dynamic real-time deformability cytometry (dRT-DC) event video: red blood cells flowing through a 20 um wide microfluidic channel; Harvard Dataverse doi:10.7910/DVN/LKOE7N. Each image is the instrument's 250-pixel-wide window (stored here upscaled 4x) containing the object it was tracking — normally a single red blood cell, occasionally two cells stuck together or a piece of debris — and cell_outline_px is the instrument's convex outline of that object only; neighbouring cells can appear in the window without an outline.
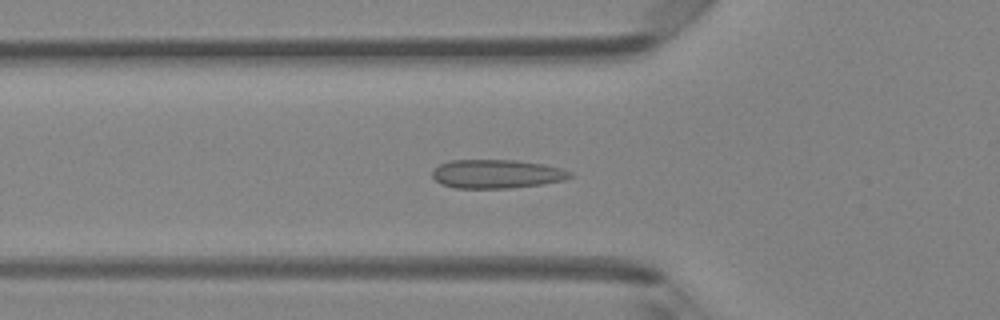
{"species": "Egyptian fruit bat (a non-hibernating species)", "species_latin": "Rousettus aegyptiacus", "temperature_condition": "room temperature", "stored_images_in_passage": 47, "camera_frame_rate_fps": 3000, "um_per_image_px": 0.085, "animal": {"sex": "female"}, "frame": {"image": 1, "passage_image": 16, "time_ms": 5.0, "image_size_px": [1000, 320], "cell_outline_px": [[572, 176], [564, 180], [544, 184], [512, 188], [456, 188], [440, 184], [432, 176], [432, 172], [440, 164], [452, 160], [516, 160], [540, 164], [560, 168], [572, 172]], "centroid_in_image_um": [42.22, 14.79], "position_along_channel_um": 83.6, "area_um2": 23.0}}
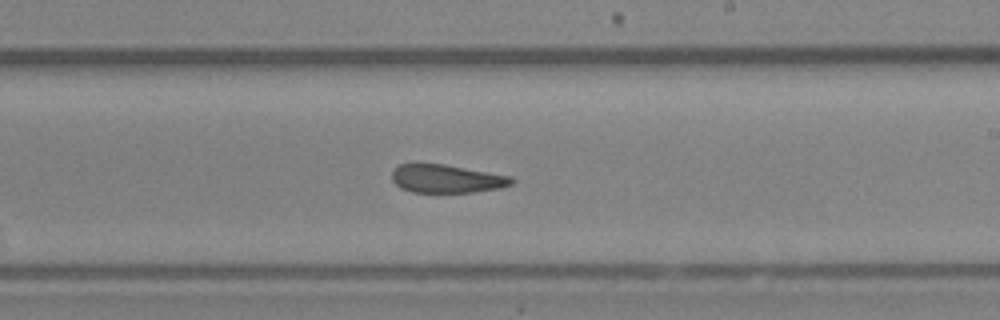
{"frame": {"image": 2, "passage_image": 28, "time_ms": 9.0, "image_size_px": [1000, 320], "cell_outline_px": [[516, 180], [512, 184], [500, 188], [472, 192], [412, 192], [400, 188], [392, 180], [392, 168], [400, 164], [416, 160], [444, 164], [512, 176]], "centroid_in_image_um": [37.89, 15.15], "position_along_channel_um": 251.1, "area_um2": 20.4}}
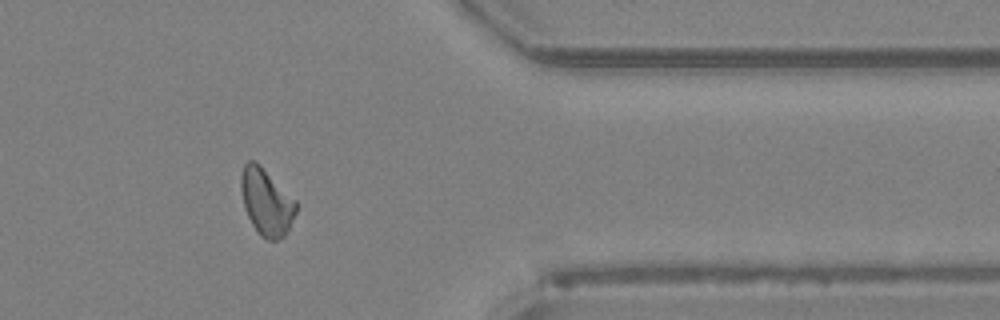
{"frame": {"image": 3, "passage_image": 39, "time_ms": 12.667, "image_size_px": [1000, 320], "cell_outline_px": [[296, 212], [284, 236], [276, 240], [268, 240], [260, 236], [252, 224], [244, 208], [240, 188], [240, 176], [244, 164], [248, 160], [256, 160], [296, 200]], "centroid_in_image_um": [22.61, 17.14], "position_along_channel_um": 388.8, "area_um2": 21.44}, "authors_computed_cell_mechanics": {"area_um2": 21.4438, "velocity_mm_per_s": 4.2029, "shape_relaxation_time_tau1_ms": null, "shape_relaxation_time_tau2_ms": 2.0026, "deformation_change_tau1": null, "deformation_change_tau2": 0.0619}}